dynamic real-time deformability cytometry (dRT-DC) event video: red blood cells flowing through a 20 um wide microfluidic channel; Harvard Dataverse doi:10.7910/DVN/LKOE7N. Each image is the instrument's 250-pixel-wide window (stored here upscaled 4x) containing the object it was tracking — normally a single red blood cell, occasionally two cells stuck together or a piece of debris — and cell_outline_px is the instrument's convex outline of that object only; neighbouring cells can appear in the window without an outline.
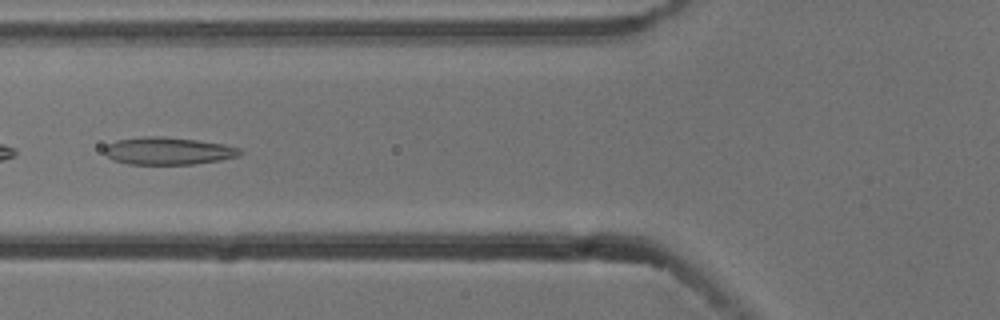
{"species": "common noctule bat (a hibernating species)", "species_latin": "Nyctalus noctula", "temperature_condition": "cold", "stored_images_in_passage": 8, "camera_frame_rate_fps": 3000, "um_per_image_px": 0.085, "animal": {"sex": "male", "body_mass_g": 13.3}, "frame": {"image": 1, "passage_image": 5, "time_ms": 1.333, "image_size_px": [1000, 320], "cell_outline_px": [[244, 152], [236, 156], [220, 160], [196, 164], [128, 164], [112, 160], [104, 152], [104, 148], [108, 144], [116, 140], [144, 136], [160, 136], [196, 140], [224, 144], [240, 148]], "centroid_in_image_um": [14.28, 12.83], "position_along_channel_um": 111.5, "area_um2": 21.68}}
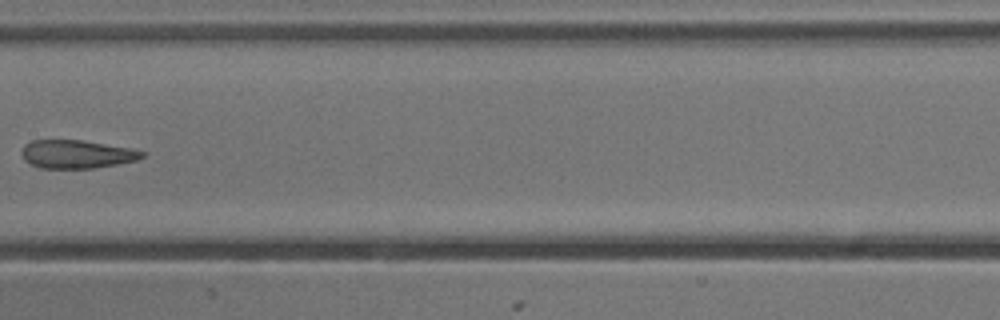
{"frame": {"image": 2, "passage_image": 7, "time_ms": 2.0, "image_size_px": [1000, 320], "cell_outline_px": [[144, 156], [136, 160], [116, 164], [92, 168], [40, 168], [24, 160], [20, 152], [24, 144], [32, 140], [80, 140], [128, 148], [144, 152]], "centroid_in_image_um": [6.45, 13.1], "position_along_channel_um": 201.0, "area_um2": 19.59}}
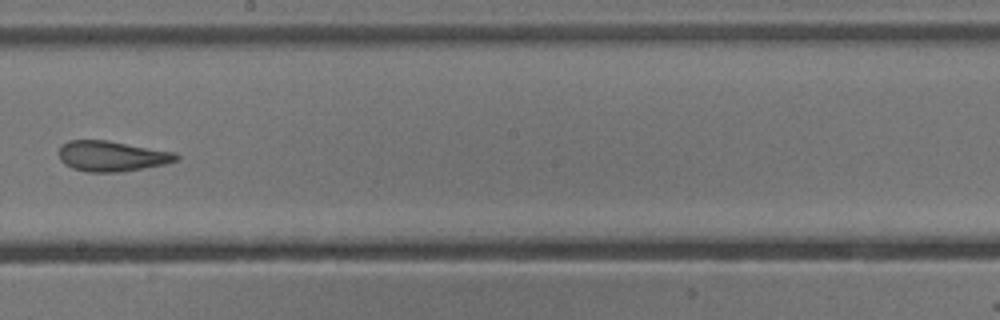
{"frame": {"image": 3, "passage_image": 8, "time_ms": 2.333, "image_size_px": [1000, 320], "cell_outline_px": [[180, 160], [164, 164], [144, 168], [120, 172], [88, 172], [72, 168], [64, 164], [60, 160], [60, 148], [68, 140], [108, 140], [176, 152], [180, 156]], "centroid_in_image_um": [9.55, 13.27], "position_along_channel_um": 238.7, "area_um2": 20.92}}